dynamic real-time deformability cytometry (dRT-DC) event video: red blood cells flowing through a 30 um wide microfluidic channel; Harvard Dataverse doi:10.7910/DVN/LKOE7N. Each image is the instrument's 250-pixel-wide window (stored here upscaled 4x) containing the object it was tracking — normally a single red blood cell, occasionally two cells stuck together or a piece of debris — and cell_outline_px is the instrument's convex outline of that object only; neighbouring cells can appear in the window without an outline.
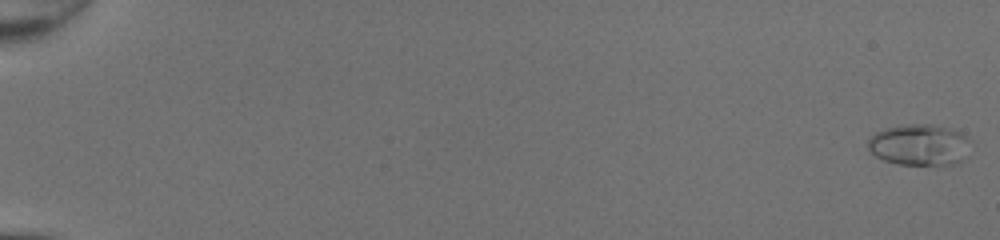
{"species": "common noctule bat (a hibernating species)", "species_latin": "Nyctalus noctula", "temperature_condition": "room temperature", "stored_images_in_passage": 51, "camera_frame_rate_fps": 3000, "um_per_image_px": 0.085, "animal": {"sex": "female", "body_mass_g": 20.0, "forearm_length_mm": 54.0}, "frame": {"image": 1, "passage_image": 1, "time_ms": 0.0, "image_size_px": [1000, 240], "cell_outline_px": [[972, 140], [960, 164], [900, 164], [884, 160], [876, 156], [868, 148], [868, 140], [872, 132], [904, 124], [932, 124], [952, 128], [960, 132]], "centroid_in_image_um": [78.16, 12.29], "position_along_channel_um": 6.8, "area_um2": 24.8}}
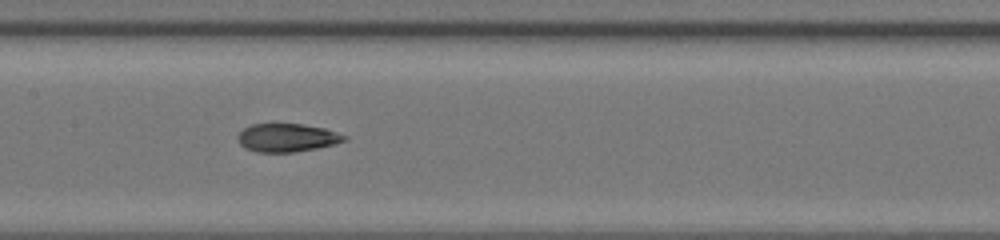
{"frame": {"image": 2, "passage_image": 28, "time_ms": 9.0, "image_size_px": [1000, 240], "cell_outline_px": [[348, 140], [336, 144], [316, 148], [292, 152], [256, 152], [244, 148], [240, 144], [236, 136], [244, 128], [252, 124], [304, 124], [324, 128], [348, 136]], "centroid_in_image_um": [24.4, 11.7], "position_along_channel_um": 183.0, "area_um2": 17.63}}
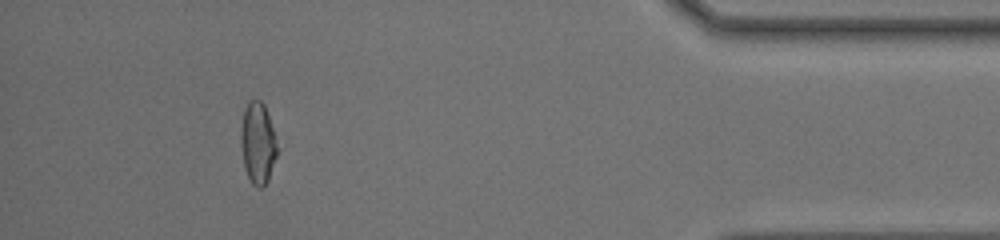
{"frame": {"image": 3, "passage_image": 47, "time_ms": 15.333, "image_size_px": [1000, 240], "cell_outline_px": [[276, 156], [268, 180], [260, 188], [256, 188], [252, 184], [244, 168], [240, 144], [240, 128], [244, 108], [248, 100], [260, 100], [264, 104], [276, 136]], "centroid_in_image_um": [21.88, 12.14], "position_along_channel_um": 413.3, "area_um2": 17.4}, "authors_computed_cell_mechanics": {"area_um2": 18.9584, "velocity_mm_per_s": 4.3424, "shape_relaxation_time_tau1_ms": null, "shape_relaxation_time_tau2_ms": 1.6968, "deformation_change_tau1": null, "deformation_change_tau2": 0.0813}}